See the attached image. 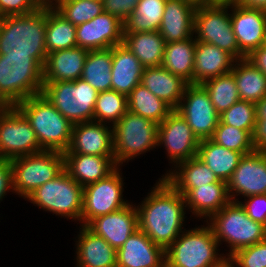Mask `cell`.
<instances>
[{"mask_svg":"<svg viewBox=\"0 0 266 267\" xmlns=\"http://www.w3.org/2000/svg\"><path fill=\"white\" fill-rule=\"evenodd\" d=\"M47 9L0 18V54L32 57L42 68L46 51Z\"/></svg>","mask_w":266,"mask_h":267,"instance_id":"7a4b0ae2","label":"cell"},{"mask_svg":"<svg viewBox=\"0 0 266 267\" xmlns=\"http://www.w3.org/2000/svg\"><path fill=\"white\" fill-rule=\"evenodd\" d=\"M123 44L145 68L161 66L166 42L159 31L124 33Z\"/></svg>","mask_w":266,"mask_h":267,"instance_id":"f546056e","label":"cell"},{"mask_svg":"<svg viewBox=\"0 0 266 267\" xmlns=\"http://www.w3.org/2000/svg\"><path fill=\"white\" fill-rule=\"evenodd\" d=\"M229 5L196 7L194 37L197 41L213 44L239 60V46L230 19Z\"/></svg>","mask_w":266,"mask_h":267,"instance_id":"8fae6325","label":"cell"},{"mask_svg":"<svg viewBox=\"0 0 266 267\" xmlns=\"http://www.w3.org/2000/svg\"><path fill=\"white\" fill-rule=\"evenodd\" d=\"M238 202L253 221L266 226V194L252 195Z\"/></svg>","mask_w":266,"mask_h":267,"instance_id":"f6af8a7d","label":"cell"},{"mask_svg":"<svg viewBox=\"0 0 266 267\" xmlns=\"http://www.w3.org/2000/svg\"><path fill=\"white\" fill-rule=\"evenodd\" d=\"M228 260L235 267H266V239L237 250Z\"/></svg>","mask_w":266,"mask_h":267,"instance_id":"ee69618b","label":"cell"},{"mask_svg":"<svg viewBox=\"0 0 266 267\" xmlns=\"http://www.w3.org/2000/svg\"><path fill=\"white\" fill-rule=\"evenodd\" d=\"M86 227L118 250L139 229L137 208L131 202L118 211L96 217Z\"/></svg>","mask_w":266,"mask_h":267,"instance_id":"ffe728a7","label":"cell"},{"mask_svg":"<svg viewBox=\"0 0 266 267\" xmlns=\"http://www.w3.org/2000/svg\"><path fill=\"white\" fill-rule=\"evenodd\" d=\"M65 19L78 26L94 19L104 12L103 3L95 0H68L56 9Z\"/></svg>","mask_w":266,"mask_h":267,"instance_id":"b9f144b4","label":"cell"},{"mask_svg":"<svg viewBox=\"0 0 266 267\" xmlns=\"http://www.w3.org/2000/svg\"><path fill=\"white\" fill-rule=\"evenodd\" d=\"M207 224L183 231L165 250L166 267H219L228 258Z\"/></svg>","mask_w":266,"mask_h":267,"instance_id":"277c9868","label":"cell"},{"mask_svg":"<svg viewBox=\"0 0 266 267\" xmlns=\"http://www.w3.org/2000/svg\"><path fill=\"white\" fill-rule=\"evenodd\" d=\"M244 155L216 144L211 139L201 140L197 157L203 161L224 182H228Z\"/></svg>","mask_w":266,"mask_h":267,"instance_id":"1f68e13d","label":"cell"},{"mask_svg":"<svg viewBox=\"0 0 266 267\" xmlns=\"http://www.w3.org/2000/svg\"><path fill=\"white\" fill-rule=\"evenodd\" d=\"M211 140L220 146L240 152L243 155L251 154L255 151L253 137L246 130L226 125L220 120Z\"/></svg>","mask_w":266,"mask_h":267,"instance_id":"60d3db41","label":"cell"},{"mask_svg":"<svg viewBox=\"0 0 266 267\" xmlns=\"http://www.w3.org/2000/svg\"><path fill=\"white\" fill-rule=\"evenodd\" d=\"M239 0H211V5H236Z\"/></svg>","mask_w":266,"mask_h":267,"instance_id":"11a10c76","label":"cell"},{"mask_svg":"<svg viewBox=\"0 0 266 267\" xmlns=\"http://www.w3.org/2000/svg\"><path fill=\"white\" fill-rule=\"evenodd\" d=\"M128 111L127 96L107 90L98 92L94 106V121L108 124L113 127Z\"/></svg>","mask_w":266,"mask_h":267,"instance_id":"ab89813d","label":"cell"},{"mask_svg":"<svg viewBox=\"0 0 266 267\" xmlns=\"http://www.w3.org/2000/svg\"><path fill=\"white\" fill-rule=\"evenodd\" d=\"M231 201L238 202L241 197L266 194V152L254 151L244 155L227 182Z\"/></svg>","mask_w":266,"mask_h":267,"instance_id":"2e32d148","label":"cell"},{"mask_svg":"<svg viewBox=\"0 0 266 267\" xmlns=\"http://www.w3.org/2000/svg\"><path fill=\"white\" fill-rule=\"evenodd\" d=\"M42 88L43 68L32 57L0 54V106H16Z\"/></svg>","mask_w":266,"mask_h":267,"instance_id":"5b68a950","label":"cell"},{"mask_svg":"<svg viewBox=\"0 0 266 267\" xmlns=\"http://www.w3.org/2000/svg\"><path fill=\"white\" fill-rule=\"evenodd\" d=\"M167 0H139L124 22V33L158 31Z\"/></svg>","mask_w":266,"mask_h":267,"instance_id":"8d00e7d4","label":"cell"},{"mask_svg":"<svg viewBox=\"0 0 266 267\" xmlns=\"http://www.w3.org/2000/svg\"><path fill=\"white\" fill-rule=\"evenodd\" d=\"M76 241V267H117V250L104 238L80 225Z\"/></svg>","mask_w":266,"mask_h":267,"instance_id":"cb8c5ba5","label":"cell"},{"mask_svg":"<svg viewBox=\"0 0 266 267\" xmlns=\"http://www.w3.org/2000/svg\"><path fill=\"white\" fill-rule=\"evenodd\" d=\"M136 208L139 229L165 250L185 230V198L164 177Z\"/></svg>","mask_w":266,"mask_h":267,"instance_id":"6da1fadb","label":"cell"},{"mask_svg":"<svg viewBox=\"0 0 266 267\" xmlns=\"http://www.w3.org/2000/svg\"><path fill=\"white\" fill-rule=\"evenodd\" d=\"M64 169L81 186L106 178L118 166L115 156L63 154Z\"/></svg>","mask_w":266,"mask_h":267,"instance_id":"d4e9b609","label":"cell"},{"mask_svg":"<svg viewBox=\"0 0 266 267\" xmlns=\"http://www.w3.org/2000/svg\"><path fill=\"white\" fill-rule=\"evenodd\" d=\"M167 172L161 177H164L175 189H194L219 181L213 171L197 156L178 163Z\"/></svg>","mask_w":266,"mask_h":267,"instance_id":"4dcf8cb0","label":"cell"},{"mask_svg":"<svg viewBox=\"0 0 266 267\" xmlns=\"http://www.w3.org/2000/svg\"><path fill=\"white\" fill-rule=\"evenodd\" d=\"M26 200L53 215L79 221L81 225L83 186L65 169L53 180L39 186Z\"/></svg>","mask_w":266,"mask_h":267,"instance_id":"9c48e42d","label":"cell"},{"mask_svg":"<svg viewBox=\"0 0 266 267\" xmlns=\"http://www.w3.org/2000/svg\"><path fill=\"white\" fill-rule=\"evenodd\" d=\"M230 19L239 46V59L265 44L266 12L230 5Z\"/></svg>","mask_w":266,"mask_h":267,"instance_id":"e0dca14e","label":"cell"},{"mask_svg":"<svg viewBox=\"0 0 266 267\" xmlns=\"http://www.w3.org/2000/svg\"><path fill=\"white\" fill-rule=\"evenodd\" d=\"M196 6L188 0H167L159 27L166 43L183 41L194 36Z\"/></svg>","mask_w":266,"mask_h":267,"instance_id":"603a6c76","label":"cell"},{"mask_svg":"<svg viewBox=\"0 0 266 267\" xmlns=\"http://www.w3.org/2000/svg\"><path fill=\"white\" fill-rule=\"evenodd\" d=\"M77 46L76 26L55 9H47L46 51L47 54Z\"/></svg>","mask_w":266,"mask_h":267,"instance_id":"74e56055","label":"cell"},{"mask_svg":"<svg viewBox=\"0 0 266 267\" xmlns=\"http://www.w3.org/2000/svg\"><path fill=\"white\" fill-rule=\"evenodd\" d=\"M43 150L65 152L70 144L73 125L41 93L19 102Z\"/></svg>","mask_w":266,"mask_h":267,"instance_id":"3957f363","label":"cell"},{"mask_svg":"<svg viewBox=\"0 0 266 267\" xmlns=\"http://www.w3.org/2000/svg\"><path fill=\"white\" fill-rule=\"evenodd\" d=\"M253 145L255 151L266 152V119H257L253 134Z\"/></svg>","mask_w":266,"mask_h":267,"instance_id":"681fc988","label":"cell"},{"mask_svg":"<svg viewBox=\"0 0 266 267\" xmlns=\"http://www.w3.org/2000/svg\"><path fill=\"white\" fill-rule=\"evenodd\" d=\"M14 193L26 199L47 181L64 170L63 152L43 150L10 160Z\"/></svg>","mask_w":266,"mask_h":267,"instance_id":"30bf717a","label":"cell"},{"mask_svg":"<svg viewBox=\"0 0 266 267\" xmlns=\"http://www.w3.org/2000/svg\"><path fill=\"white\" fill-rule=\"evenodd\" d=\"M176 190L184 196L186 209L200 220L206 218L204 221H207L231 201L227 183L221 180L194 189Z\"/></svg>","mask_w":266,"mask_h":267,"instance_id":"7402d4cb","label":"cell"},{"mask_svg":"<svg viewBox=\"0 0 266 267\" xmlns=\"http://www.w3.org/2000/svg\"><path fill=\"white\" fill-rule=\"evenodd\" d=\"M118 166L106 178L83 187L81 225L86 226L98 216L118 211L130 204L123 197V177Z\"/></svg>","mask_w":266,"mask_h":267,"instance_id":"4fadbf2b","label":"cell"},{"mask_svg":"<svg viewBox=\"0 0 266 267\" xmlns=\"http://www.w3.org/2000/svg\"><path fill=\"white\" fill-rule=\"evenodd\" d=\"M175 110L185 118L199 141L212 138L219 122V114L201 84H188Z\"/></svg>","mask_w":266,"mask_h":267,"instance_id":"5bb4252c","label":"cell"},{"mask_svg":"<svg viewBox=\"0 0 266 267\" xmlns=\"http://www.w3.org/2000/svg\"><path fill=\"white\" fill-rule=\"evenodd\" d=\"M201 85L208 92L210 100L219 115L240 100L236 80L232 72L208 79Z\"/></svg>","mask_w":266,"mask_h":267,"instance_id":"f35d334b","label":"cell"},{"mask_svg":"<svg viewBox=\"0 0 266 267\" xmlns=\"http://www.w3.org/2000/svg\"><path fill=\"white\" fill-rule=\"evenodd\" d=\"M231 72L240 100L256 104L266 96V76L246 58L236 60Z\"/></svg>","mask_w":266,"mask_h":267,"instance_id":"836d02e7","label":"cell"},{"mask_svg":"<svg viewBox=\"0 0 266 267\" xmlns=\"http://www.w3.org/2000/svg\"><path fill=\"white\" fill-rule=\"evenodd\" d=\"M128 111L160 124L174 109L141 83L127 96Z\"/></svg>","mask_w":266,"mask_h":267,"instance_id":"d590c367","label":"cell"},{"mask_svg":"<svg viewBox=\"0 0 266 267\" xmlns=\"http://www.w3.org/2000/svg\"><path fill=\"white\" fill-rule=\"evenodd\" d=\"M219 120L230 126L246 130L252 137L256 128V104L239 100L219 115Z\"/></svg>","mask_w":266,"mask_h":267,"instance_id":"7bdbcfd3","label":"cell"},{"mask_svg":"<svg viewBox=\"0 0 266 267\" xmlns=\"http://www.w3.org/2000/svg\"><path fill=\"white\" fill-rule=\"evenodd\" d=\"M166 43L161 66L172 74L181 77L188 84H193L196 39Z\"/></svg>","mask_w":266,"mask_h":267,"instance_id":"d6a6232c","label":"cell"},{"mask_svg":"<svg viewBox=\"0 0 266 267\" xmlns=\"http://www.w3.org/2000/svg\"><path fill=\"white\" fill-rule=\"evenodd\" d=\"M219 267H235L228 259Z\"/></svg>","mask_w":266,"mask_h":267,"instance_id":"6f0895ef","label":"cell"},{"mask_svg":"<svg viewBox=\"0 0 266 267\" xmlns=\"http://www.w3.org/2000/svg\"><path fill=\"white\" fill-rule=\"evenodd\" d=\"M88 52L76 46L49 53L43 67V82L75 81L81 78Z\"/></svg>","mask_w":266,"mask_h":267,"instance_id":"4316f807","label":"cell"},{"mask_svg":"<svg viewBox=\"0 0 266 267\" xmlns=\"http://www.w3.org/2000/svg\"><path fill=\"white\" fill-rule=\"evenodd\" d=\"M117 267H166L165 249L138 229L117 250Z\"/></svg>","mask_w":266,"mask_h":267,"instance_id":"44dd1931","label":"cell"},{"mask_svg":"<svg viewBox=\"0 0 266 267\" xmlns=\"http://www.w3.org/2000/svg\"><path fill=\"white\" fill-rule=\"evenodd\" d=\"M236 59L227 51L196 40L193 84L231 72Z\"/></svg>","mask_w":266,"mask_h":267,"instance_id":"484cf974","label":"cell"},{"mask_svg":"<svg viewBox=\"0 0 266 267\" xmlns=\"http://www.w3.org/2000/svg\"><path fill=\"white\" fill-rule=\"evenodd\" d=\"M205 222L212 228L219 245L228 244L227 258L237 250L266 239V226L253 221L239 202L230 201Z\"/></svg>","mask_w":266,"mask_h":267,"instance_id":"8992f818","label":"cell"},{"mask_svg":"<svg viewBox=\"0 0 266 267\" xmlns=\"http://www.w3.org/2000/svg\"><path fill=\"white\" fill-rule=\"evenodd\" d=\"M123 36L124 23L106 12L76 26L77 46L88 51L112 48L123 43Z\"/></svg>","mask_w":266,"mask_h":267,"instance_id":"ac0fdd59","label":"cell"},{"mask_svg":"<svg viewBox=\"0 0 266 267\" xmlns=\"http://www.w3.org/2000/svg\"><path fill=\"white\" fill-rule=\"evenodd\" d=\"M139 0H102L104 12L118 17L123 23L133 13Z\"/></svg>","mask_w":266,"mask_h":267,"instance_id":"7dc6e473","label":"cell"},{"mask_svg":"<svg viewBox=\"0 0 266 267\" xmlns=\"http://www.w3.org/2000/svg\"><path fill=\"white\" fill-rule=\"evenodd\" d=\"M9 191L14 193L10 160L0 158V201Z\"/></svg>","mask_w":266,"mask_h":267,"instance_id":"c3c4849f","label":"cell"},{"mask_svg":"<svg viewBox=\"0 0 266 267\" xmlns=\"http://www.w3.org/2000/svg\"><path fill=\"white\" fill-rule=\"evenodd\" d=\"M37 9L36 0H0V18L28 14Z\"/></svg>","mask_w":266,"mask_h":267,"instance_id":"bcb514c9","label":"cell"},{"mask_svg":"<svg viewBox=\"0 0 266 267\" xmlns=\"http://www.w3.org/2000/svg\"><path fill=\"white\" fill-rule=\"evenodd\" d=\"M194 6H206L211 5V0H188Z\"/></svg>","mask_w":266,"mask_h":267,"instance_id":"9f6ffc18","label":"cell"},{"mask_svg":"<svg viewBox=\"0 0 266 267\" xmlns=\"http://www.w3.org/2000/svg\"><path fill=\"white\" fill-rule=\"evenodd\" d=\"M41 151L25 115L16 106H0V158L11 160Z\"/></svg>","mask_w":266,"mask_h":267,"instance_id":"7c38bea8","label":"cell"},{"mask_svg":"<svg viewBox=\"0 0 266 267\" xmlns=\"http://www.w3.org/2000/svg\"><path fill=\"white\" fill-rule=\"evenodd\" d=\"M41 94L72 124L94 121L98 92L82 78L43 82Z\"/></svg>","mask_w":266,"mask_h":267,"instance_id":"52a82bcc","label":"cell"},{"mask_svg":"<svg viewBox=\"0 0 266 267\" xmlns=\"http://www.w3.org/2000/svg\"><path fill=\"white\" fill-rule=\"evenodd\" d=\"M112 48L88 52L81 78L97 92L112 90Z\"/></svg>","mask_w":266,"mask_h":267,"instance_id":"e575fe53","label":"cell"},{"mask_svg":"<svg viewBox=\"0 0 266 267\" xmlns=\"http://www.w3.org/2000/svg\"><path fill=\"white\" fill-rule=\"evenodd\" d=\"M257 119H266V96L256 103Z\"/></svg>","mask_w":266,"mask_h":267,"instance_id":"db71d44e","label":"cell"},{"mask_svg":"<svg viewBox=\"0 0 266 267\" xmlns=\"http://www.w3.org/2000/svg\"><path fill=\"white\" fill-rule=\"evenodd\" d=\"M199 142L185 118L175 109L158 124V147L165 148L173 167L197 156Z\"/></svg>","mask_w":266,"mask_h":267,"instance_id":"9a60e30c","label":"cell"},{"mask_svg":"<svg viewBox=\"0 0 266 267\" xmlns=\"http://www.w3.org/2000/svg\"><path fill=\"white\" fill-rule=\"evenodd\" d=\"M158 147V124L127 111L113 126V151L117 166Z\"/></svg>","mask_w":266,"mask_h":267,"instance_id":"ba28073f","label":"cell"},{"mask_svg":"<svg viewBox=\"0 0 266 267\" xmlns=\"http://www.w3.org/2000/svg\"><path fill=\"white\" fill-rule=\"evenodd\" d=\"M68 0H36V3L41 9H56L61 3Z\"/></svg>","mask_w":266,"mask_h":267,"instance_id":"f5cc1de1","label":"cell"},{"mask_svg":"<svg viewBox=\"0 0 266 267\" xmlns=\"http://www.w3.org/2000/svg\"><path fill=\"white\" fill-rule=\"evenodd\" d=\"M63 154L114 156L113 127L95 121L74 124L69 147Z\"/></svg>","mask_w":266,"mask_h":267,"instance_id":"d6986e66","label":"cell"},{"mask_svg":"<svg viewBox=\"0 0 266 267\" xmlns=\"http://www.w3.org/2000/svg\"><path fill=\"white\" fill-rule=\"evenodd\" d=\"M144 69L123 43L112 47V90L128 96L140 84Z\"/></svg>","mask_w":266,"mask_h":267,"instance_id":"83f0119b","label":"cell"},{"mask_svg":"<svg viewBox=\"0 0 266 267\" xmlns=\"http://www.w3.org/2000/svg\"><path fill=\"white\" fill-rule=\"evenodd\" d=\"M140 83L173 109L179 106L188 83L162 66L146 67Z\"/></svg>","mask_w":266,"mask_h":267,"instance_id":"f1b7e54d","label":"cell"},{"mask_svg":"<svg viewBox=\"0 0 266 267\" xmlns=\"http://www.w3.org/2000/svg\"><path fill=\"white\" fill-rule=\"evenodd\" d=\"M239 6L266 12V0H239Z\"/></svg>","mask_w":266,"mask_h":267,"instance_id":"816d5d0a","label":"cell"},{"mask_svg":"<svg viewBox=\"0 0 266 267\" xmlns=\"http://www.w3.org/2000/svg\"><path fill=\"white\" fill-rule=\"evenodd\" d=\"M246 59L266 76V44L252 51Z\"/></svg>","mask_w":266,"mask_h":267,"instance_id":"f907efd6","label":"cell"}]
</instances>
